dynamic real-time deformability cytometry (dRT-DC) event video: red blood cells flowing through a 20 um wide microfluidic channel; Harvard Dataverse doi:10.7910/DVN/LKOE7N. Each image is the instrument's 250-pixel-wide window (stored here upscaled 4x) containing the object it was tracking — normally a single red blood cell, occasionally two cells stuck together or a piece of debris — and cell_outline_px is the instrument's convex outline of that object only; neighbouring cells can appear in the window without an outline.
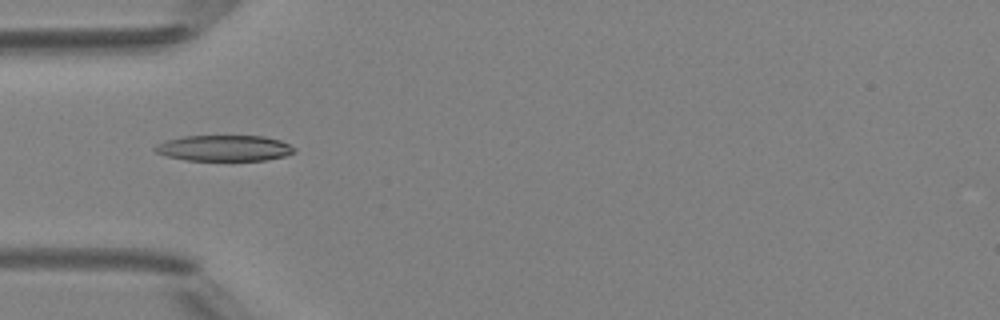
{"species": "Egyptian fruit bat (a non-hibernating species)", "species_latin": "Rousettus aegyptiacus", "temperature_condition": "room temperature", "stored_images_in_passage": 38, "camera_frame_rate_fps": 3000, "um_per_image_px": 0.085, "animal": {"sex": "female"}, "frame": {"image": 1, "passage_image": 5, "time_ms": 1.333, "image_size_px": [1000, 320], "cell_outline_px": [[296, 152], [284, 156], [264, 160], [184, 160], [168, 156], [156, 152], [152, 148], [156, 144], [168, 140], [184, 136], [264, 136], [280, 140], [296, 148]], "centroid_in_image_um": [19.07, 12.59], "position_along_channel_um": 65.9, "area_um2": 20.92}}
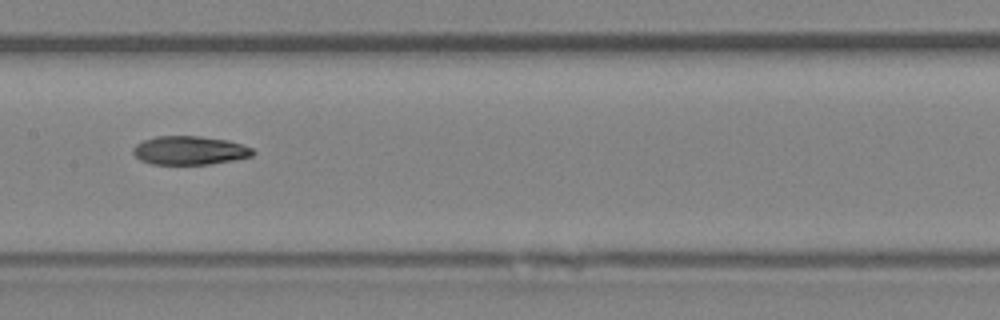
{"frame": {"image": 2, "passage_image": 14, "time_ms": 4.333, "image_size_px": [1000, 320], "cell_outline_px": [[256, 152], [252, 156], [232, 160], [208, 164], [152, 164], [140, 160], [132, 152], [132, 148], [136, 144], [144, 140], [156, 136], [200, 136], [228, 140], [252, 148]], "centroid_in_image_um": [16.1, 12.78], "position_along_channel_um": 191.3, "area_um2": 19.94}}
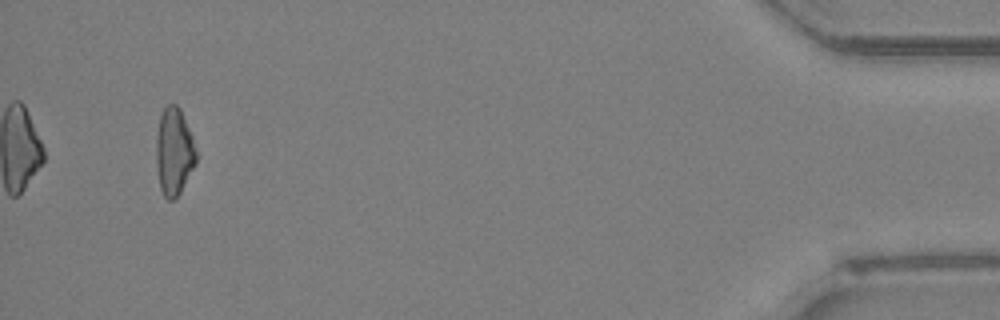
{"frame": {"image": 3, "passage_image": 36, "time_ms": 11.667, "image_size_px": [1000, 320], "cell_outline_px": [[196, 164], [180, 192], [172, 200], [168, 200], [164, 196], [160, 188], [156, 164], [156, 136], [160, 112], [168, 104], [176, 104], [180, 108], [192, 136], [196, 152]], "centroid_in_image_um": [14.78, 12.86], "position_along_channel_um": 420.4, "area_um2": 20.4}, "authors_computed_cell_mechanics": {"area_um2": 20.5479, "velocity_mm_per_s": 4.2116, "shape_relaxation_time_tau1_ms": 7.0681, "shape_relaxation_time_tau2_ms": 7.2836, "deformation_change_tau1": 0.2128, "deformation_change_tau2": 0.1639}}